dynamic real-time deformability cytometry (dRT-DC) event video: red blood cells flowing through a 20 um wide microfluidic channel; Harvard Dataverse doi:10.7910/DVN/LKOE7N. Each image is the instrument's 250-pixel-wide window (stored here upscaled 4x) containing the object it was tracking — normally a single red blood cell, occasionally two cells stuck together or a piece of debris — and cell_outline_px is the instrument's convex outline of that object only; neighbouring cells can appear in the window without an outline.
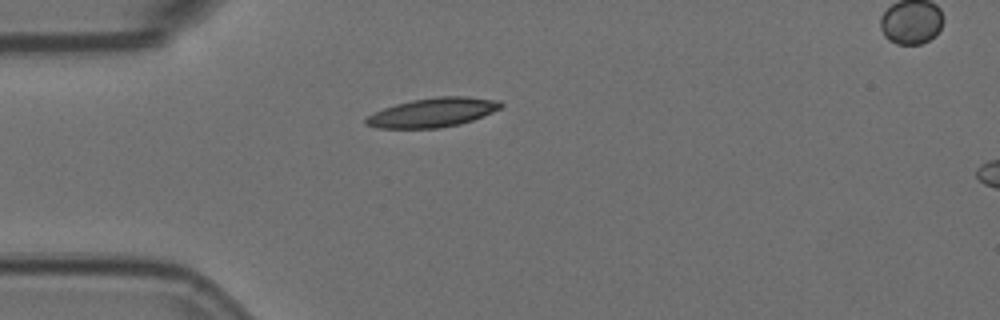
{"species": "Egyptian fruit bat (a non-hibernating species)", "species_latin": "Rousettus aegyptiacus", "temperature_condition": "room temperature", "stored_images_in_passage": 2, "segment_of_instrument_passage": [1, 2], "camera_frame_rate_fps": 3000, "um_per_image_px": 0.085, "animal": {"sex": "female"}, "frame": {"image": 1, "passage_image": 1, "time_ms": 0.0, "image_size_px": [1000, 320], "cell_outline_px": [[504, 104], [500, 108], [492, 112], [472, 120], [460, 124], [440, 128], [380, 128], [364, 124], [364, 120], [368, 116], [384, 108], [396, 104], [412, 100], [436, 96], [468, 96], [500, 100]], "centroid_in_image_um": [36.81, 9.55], "position_along_channel_um": 48.2, "area_um2": 22.89}}